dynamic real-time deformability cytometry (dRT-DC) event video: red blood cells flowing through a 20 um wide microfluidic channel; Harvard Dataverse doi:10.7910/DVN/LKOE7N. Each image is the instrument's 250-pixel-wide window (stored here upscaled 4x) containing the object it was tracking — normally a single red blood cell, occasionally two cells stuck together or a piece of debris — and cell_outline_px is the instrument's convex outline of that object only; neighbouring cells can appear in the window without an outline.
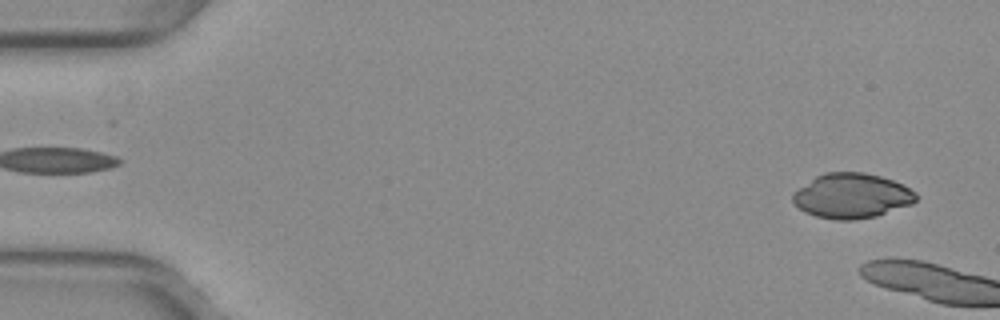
{"species": "common noctule bat (a hibernating species)", "species_latin": "Nyctalus noctula", "temperature_condition": "warm", "stored_images_in_passage": 5, "camera_frame_rate_fps": 3000, "um_per_image_px": 0.085, "animal": {"sex": "female", "body_mass_g": 29.2, "forearm_length_mm": 56.3}, "frame": {"image": 1, "passage_image": 2, "time_ms": 0.333, "image_size_px": [1000, 320], "cell_outline_px": [[916, 200], [912, 204], [876, 216], [856, 220], [836, 220], [816, 216], [804, 212], [792, 200], [792, 192], [816, 176], [824, 172], [864, 172], [880, 176], [904, 184], [916, 192]], "centroid_in_image_um": [72.4, 16.64], "position_along_channel_um": 12.6, "area_um2": 32.37}}